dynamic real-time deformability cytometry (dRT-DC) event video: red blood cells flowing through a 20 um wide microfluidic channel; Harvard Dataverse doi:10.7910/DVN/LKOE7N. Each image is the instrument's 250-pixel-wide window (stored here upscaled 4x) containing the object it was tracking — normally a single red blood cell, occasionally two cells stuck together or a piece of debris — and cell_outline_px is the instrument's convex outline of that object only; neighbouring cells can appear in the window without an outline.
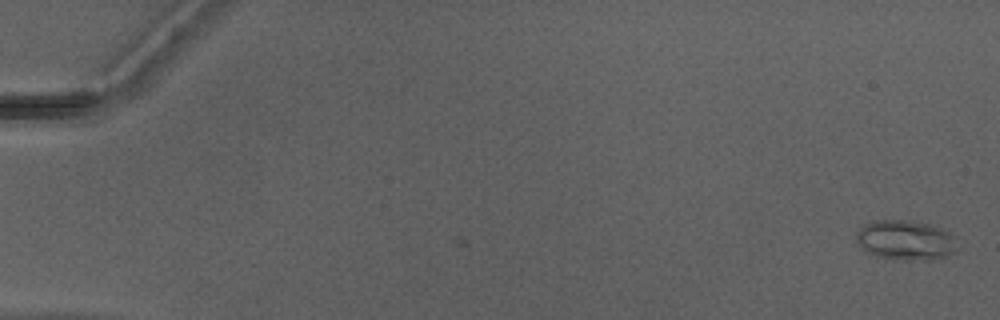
{"species": "Egyptian fruit bat (a non-hibernating species)", "species_latin": "Rousettus aegyptiacus", "temperature_condition": "warm", "stored_images_in_passage": 50, "camera_frame_rate_fps": 3000, "um_per_image_px": 0.085, "animal": {"sex": "male"}, "frame": {"image": 1, "passage_image": 1, "time_ms": 0.0, "image_size_px": [1000, 320], "cell_outline_px": [[960, 252], [928, 260], [892, 260], [876, 256], [864, 252], [860, 248], [856, 240], [856, 232], [864, 224], [876, 220], [908, 220], [932, 224], [948, 232], [952, 236], [960, 248]], "centroid_in_image_um": [76.96, 20.43], "position_along_channel_um": 8.0, "area_um2": 24.04}}
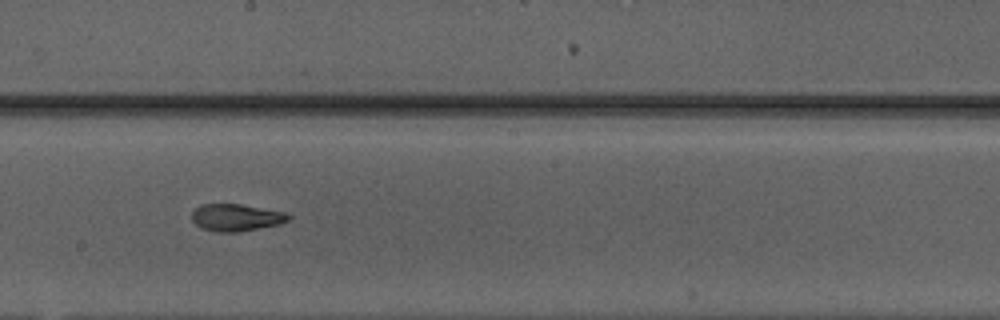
{"frame": {"image": 2, "passage_image": 29, "time_ms": 9.333, "image_size_px": [1000, 320], "cell_outline_px": [[292, 216], [288, 220], [280, 224], [236, 232], [216, 232], [200, 228], [192, 220], [192, 212], [200, 204], [240, 204], [284, 212]], "centroid_in_image_um": [20.04, 18.49], "position_along_channel_um": 228.2, "area_um2": 15.2}}
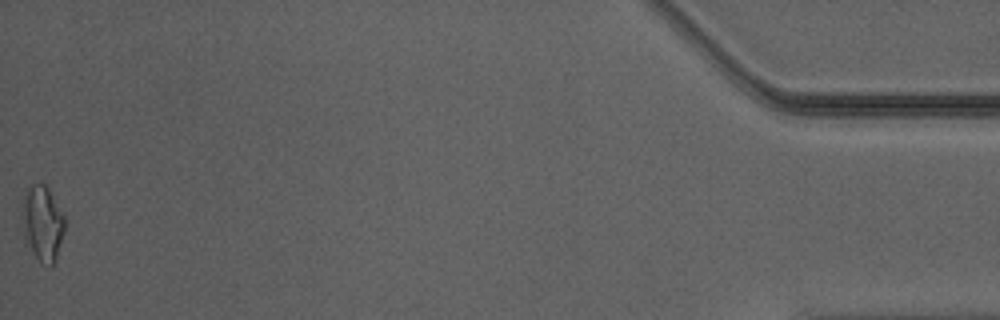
{"frame": {"image": 3, "passage_image": 50, "time_ms": 16.333, "image_size_px": [1000, 320], "cell_outline_px": [[64, 232], [56, 260], [48, 268], [36, 256], [24, 240], [20, 204], [28, 188], [32, 184], [44, 184], [48, 188], [64, 216]], "centroid_in_image_um": [3.59, 18.98], "position_along_channel_um": 431.6, "area_um2": 18.73}, "authors_computed_cell_mechanics": {"area_um2": 16.4152, "velocity_mm_per_s": 4.2166, "shape_relaxation_time_tau1_ms": 4.2087, "shape_relaxation_time_tau2_ms": 1.4094, "deformation_change_tau1": 0.1611, "deformation_change_tau2": 0.0718}}